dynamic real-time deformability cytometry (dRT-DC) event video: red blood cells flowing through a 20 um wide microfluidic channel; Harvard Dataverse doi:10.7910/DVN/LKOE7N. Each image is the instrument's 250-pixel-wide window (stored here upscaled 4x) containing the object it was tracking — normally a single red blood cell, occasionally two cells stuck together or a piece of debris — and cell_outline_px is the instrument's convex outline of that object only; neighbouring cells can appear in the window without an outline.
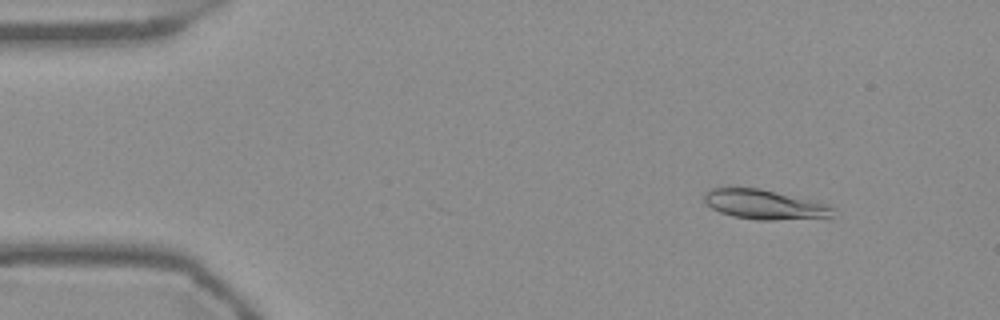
{"species": "Egyptian fruit bat (a non-hibernating species)", "species_latin": "Rousettus aegyptiacus", "temperature_condition": "warm", "stored_images_in_passage": 44, "camera_frame_rate_fps": 3000, "um_per_image_px": 0.085, "frame": {"image": 1, "passage_image": 6, "time_ms": 1.667, "image_size_px": [1000, 320], "cell_outline_px": [[836, 208], [832, 216], [828, 220], [756, 220], [732, 216], [720, 212], [704, 204], [704, 192], [708, 188], [732, 184], [760, 188], [820, 200]], "centroid_in_image_um": [65.05, 17.36], "position_along_channel_um": 19.9, "area_um2": 24.22}}
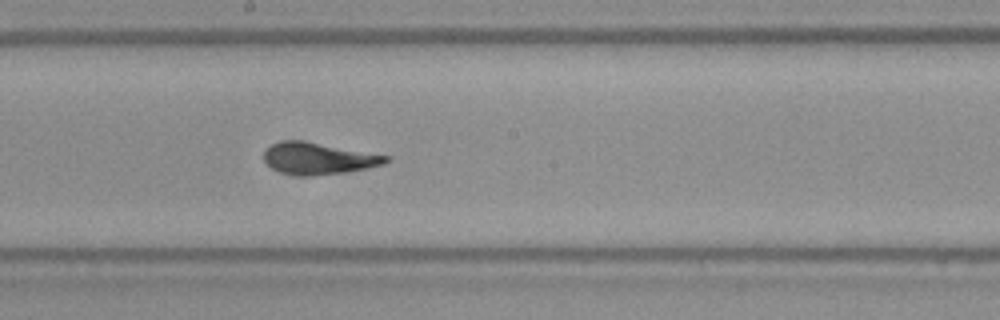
{"frame": {"image": 2, "passage_image": 29, "time_ms": 9.333, "image_size_px": [1000, 320], "cell_outline_px": [[392, 160], [384, 164], [368, 168], [344, 172], [308, 176], [300, 176], [280, 172], [272, 168], [264, 160], [264, 148], [272, 144], [284, 140], [300, 140], [392, 156]], "centroid_in_image_um": [27.08, 13.46], "position_along_channel_um": 221.1, "area_um2": 22.6}}
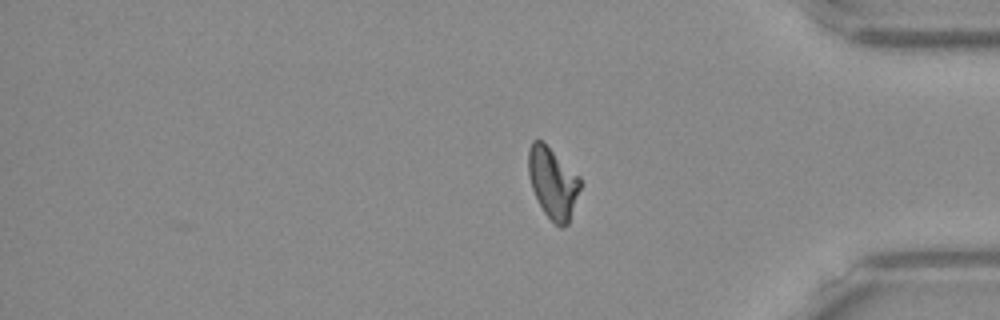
{"frame": {"image": 3, "passage_image": 44, "time_ms": 14.333, "image_size_px": [1000, 320], "cell_outline_px": [[580, 188], [568, 224], [560, 228], [544, 212], [532, 188], [528, 172], [528, 148], [532, 140], [540, 140], [580, 176]], "centroid_in_image_um": [46.98, 15.54], "position_along_channel_um": 388.2, "area_um2": 20.98}, "authors_computed_cell_mechanics": {"area_um2": 22.2241, "velocity_mm_per_s": 3.7408, "shape_relaxation_time_tau1_ms": null, "shape_relaxation_time_tau2_ms": 1.8693, "deformation_change_tau1": null, "deformation_change_tau2": 0.069}}